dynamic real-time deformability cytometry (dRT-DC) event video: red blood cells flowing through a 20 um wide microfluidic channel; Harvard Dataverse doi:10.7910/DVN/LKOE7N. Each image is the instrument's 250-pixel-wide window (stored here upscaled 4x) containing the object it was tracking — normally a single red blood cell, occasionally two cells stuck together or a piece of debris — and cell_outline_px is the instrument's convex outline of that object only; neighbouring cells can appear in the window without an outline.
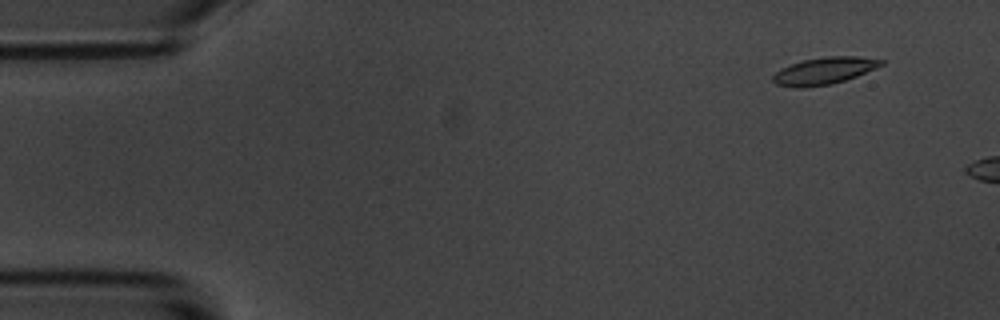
{"species": "common noctule bat (a hibernating species)", "species_latin": "Nyctalus noctula", "temperature_condition": "room temperature", "stored_images_in_passage": 3, "camera_frame_rate_fps": 3000, "um_per_image_px": 0.085, "animal": {"sex": "male", "body_mass_g": 20.1, "forearm_length_mm": 53.5}, "frame": {"image": 1, "passage_image": 1, "time_ms": 0.0, "image_size_px": [1000, 320], "cell_outline_px": [[884, 64], [876, 68], [856, 76], [832, 84], [804, 88], [796, 88], [776, 84], [772, 80], [772, 76], [776, 72], [792, 64], [804, 60], [828, 56], [856, 56], [884, 60]], "centroid_in_image_um": [70.06, 6.03], "position_along_channel_um": 14.9, "area_um2": 16.88}}